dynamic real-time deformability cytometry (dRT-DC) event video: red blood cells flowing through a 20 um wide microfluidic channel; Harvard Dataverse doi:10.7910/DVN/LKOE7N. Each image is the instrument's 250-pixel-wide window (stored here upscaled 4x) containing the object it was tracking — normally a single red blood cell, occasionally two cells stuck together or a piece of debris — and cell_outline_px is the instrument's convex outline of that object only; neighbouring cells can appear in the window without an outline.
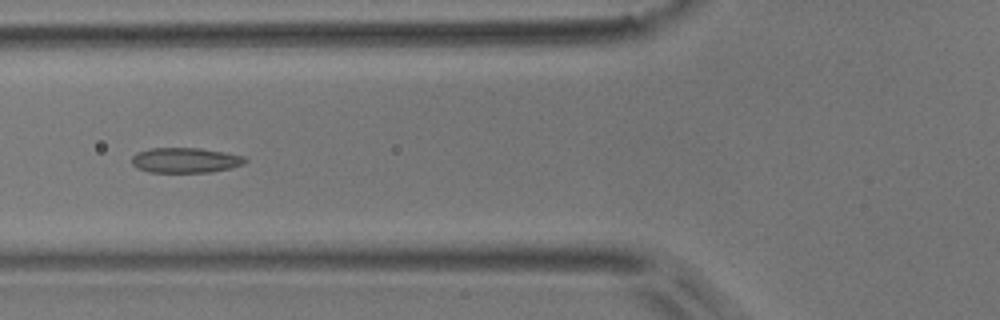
{"species": "common noctule bat (a hibernating species)", "species_latin": "Nyctalus noctula", "temperature_condition": "room temperature", "stored_images_in_passage": 8, "camera_frame_rate_fps": 3000, "um_per_image_px": 0.085, "animal": {"sex": "male", "body_mass_g": 17.9}, "frame": {"image": 1, "passage_image": 5, "time_ms": 1.333, "image_size_px": [1000, 320], "cell_outline_px": [[248, 160], [244, 164], [232, 168], [212, 172], [148, 172], [136, 168], [132, 164], [132, 156], [136, 152], [152, 148], [200, 148], [248, 156]], "centroid_in_image_um": [15.79, 13.62], "position_along_channel_um": 110.0, "area_um2": 16.88}}
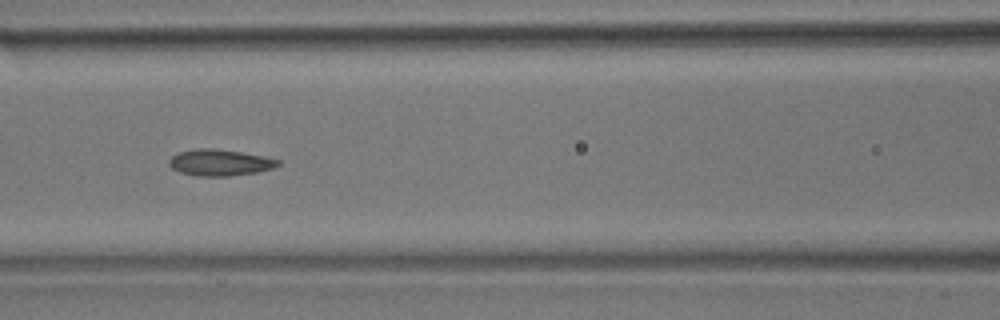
{"frame": {"image": 2, "passage_image": 6, "time_ms": 1.667, "image_size_px": [1000, 320], "cell_outline_px": [[280, 164], [272, 168], [256, 172], [228, 176], [196, 176], [180, 172], [172, 168], [168, 164], [168, 160], [176, 152], [192, 148], [216, 148], [264, 156], [280, 160]], "centroid_in_image_um": [18.63, 13.8], "position_along_channel_um": 148.0, "area_um2": 16.88}}
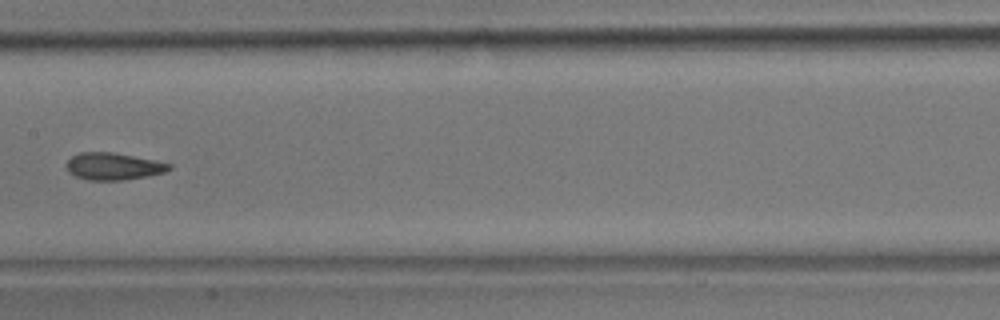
{"frame": {"image": 3, "passage_image": 7, "time_ms": 2.0, "image_size_px": [1000, 320], "cell_outline_px": [[172, 168], [164, 172], [148, 176], [124, 180], [88, 180], [76, 176], [68, 172], [64, 164], [72, 156], [80, 152], [112, 152], [172, 164]], "centroid_in_image_um": [9.59, 14.14], "position_along_channel_um": 197.8, "area_um2": 16.18}}